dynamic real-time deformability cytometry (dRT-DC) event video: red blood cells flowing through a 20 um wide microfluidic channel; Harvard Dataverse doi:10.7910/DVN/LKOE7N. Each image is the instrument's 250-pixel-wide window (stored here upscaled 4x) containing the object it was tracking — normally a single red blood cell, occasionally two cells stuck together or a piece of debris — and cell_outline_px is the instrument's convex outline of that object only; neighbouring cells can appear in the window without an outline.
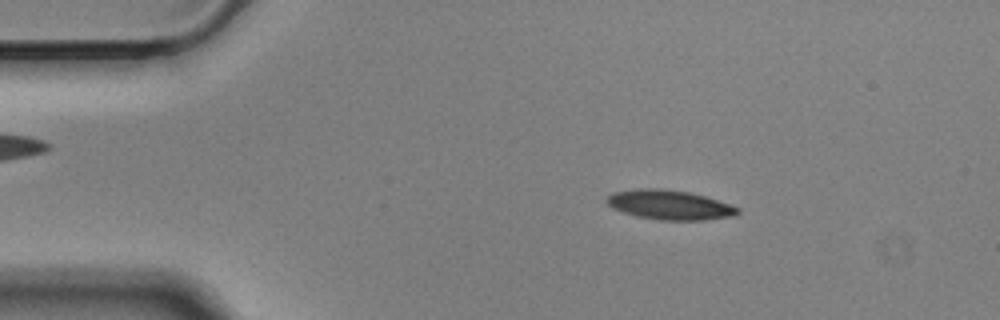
{"species": "Egyptian fruit bat (a non-hibernating species)", "species_latin": "Rousettus aegyptiacus", "temperature_condition": "cold", "stored_images_in_passage": 56, "camera_frame_rate_fps": 3000, "um_per_image_px": 0.085, "animal": {"sex": "male"}, "frame": {"image": 1, "passage_image": 9, "time_ms": 2.667, "image_size_px": [1000, 320], "cell_outline_px": [[740, 212], [732, 216], [704, 220], [660, 220], [640, 216], [624, 212], [612, 208], [604, 200], [612, 192], [640, 188], [660, 188], [688, 192], [704, 196], [740, 208]], "centroid_in_image_um": [56.89, 17.41], "position_along_channel_um": 28.1, "area_um2": 22.31}}
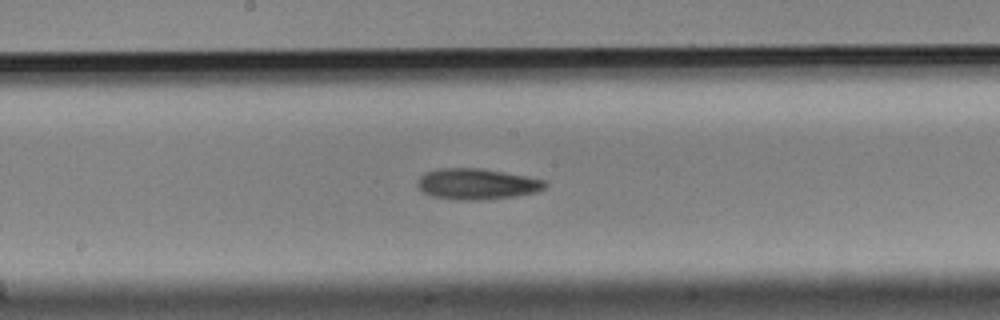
{"frame": {"image": 2, "passage_image": 29, "time_ms": 9.333, "image_size_px": [1000, 320], "cell_outline_px": [[548, 184], [544, 188], [536, 192], [516, 196], [484, 200], [456, 200], [432, 196], [424, 192], [416, 184], [416, 180], [424, 172], [440, 168], [480, 168], [528, 176], [544, 180]], "centroid_in_image_um": [40.52, 15.64], "position_along_channel_um": 207.7, "area_um2": 23.18}}
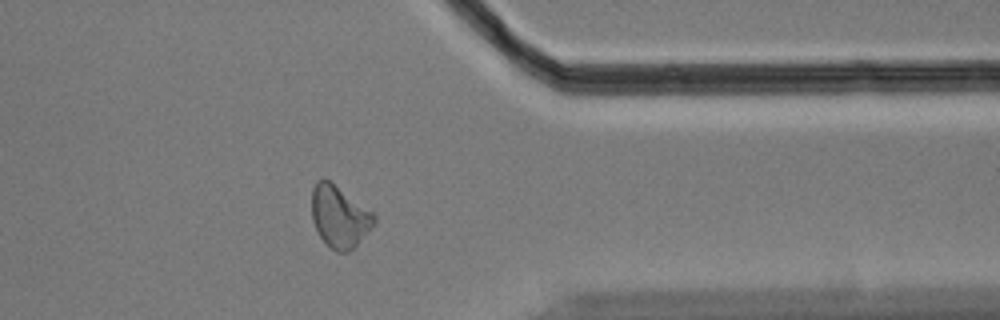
{"frame": {"image": 3, "passage_image": 45, "time_ms": 14.667, "image_size_px": [1000, 320], "cell_outline_px": [[376, 220], [356, 244], [348, 252], [336, 252], [320, 236], [312, 220], [312, 188], [316, 180], [328, 180], [372, 212], [376, 216]], "centroid_in_image_um": [28.81, 18.4], "position_along_channel_um": 382.6, "area_um2": 21.68}, "authors_computed_cell_mechanics": {"area_um2": 22.1663, "velocity_mm_per_s": 3.4866, "shape_relaxation_time_tau1_ms": 4.4554, "shape_relaxation_time_tau2_ms": null, "deformation_change_tau1": 0.1367, "deformation_change_tau2": null}}